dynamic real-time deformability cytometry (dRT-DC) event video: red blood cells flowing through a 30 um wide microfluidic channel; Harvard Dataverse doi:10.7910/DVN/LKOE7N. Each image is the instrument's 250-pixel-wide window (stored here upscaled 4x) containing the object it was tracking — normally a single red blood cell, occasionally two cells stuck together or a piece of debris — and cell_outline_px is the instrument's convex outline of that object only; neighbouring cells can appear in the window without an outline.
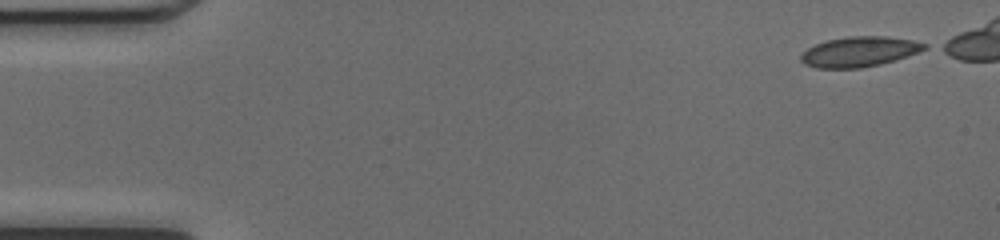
{"species": "common noctule bat (a hibernating species)", "species_latin": "Nyctalus noctula", "temperature_condition": "cold", "stored_images_in_passage": 41, "camera_frame_rate_fps": 3000, "um_per_image_px": 0.085, "animal": {"sex": "female", "body_mass_g": 17.0, "forearm_length_mm": 48.0}, "frame": {"image": 1, "passage_image": 1, "time_ms": 0.0, "image_size_px": [1000, 240], "cell_outline_px": [[928, 48], [896, 60], [880, 64], [860, 68], [816, 68], [804, 64], [800, 60], [800, 56], [808, 48], [816, 44], [828, 40], [848, 36], [888, 36], [912, 40], [928, 44]], "centroid_in_image_um": [73.05, 4.39], "position_along_channel_um": 11.9, "area_um2": 21.68}}
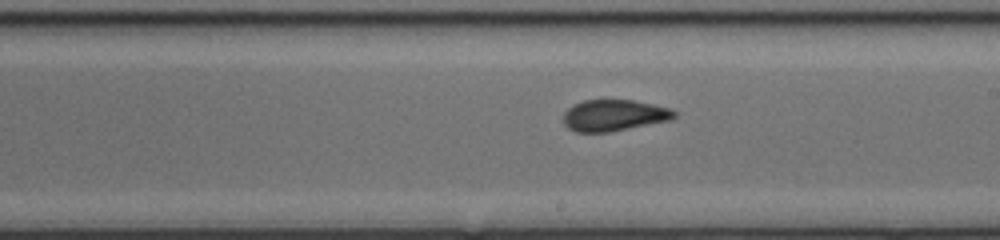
{"frame": {"image": 2, "passage_image": 26, "time_ms": 8.333, "image_size_px": [1000, 240], "cell_outline_px": [[676, 116], [672, 120], [608, 132], [576, 132], [568, 128], [564, 124], [564, 112], [572, 104], [584, 100], [632, 100], [652, 104], [668, 108], [676, 112]], "centroid_in_image_um": [52.17, 9.8], "position_along_channel_um": 236.8, "area_um2": 20.23}}
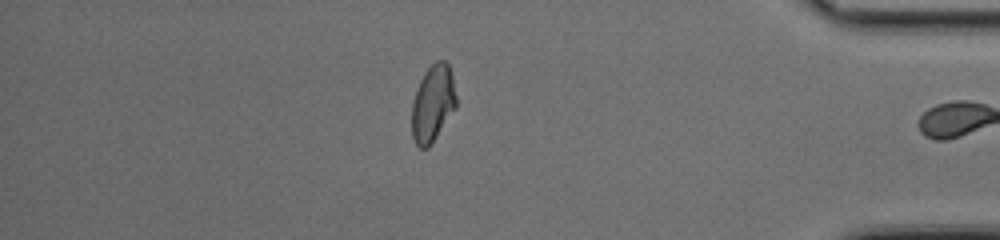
{"frame": {"image": 3, "passage_image": 40, "time_ms": 13.0, "image_size_px": [1000, 240], "cell_outline_px": [[456, 108], [428, 148], [420, 148], [416, 144], [412, 136], [412, 104], [420, 80], [424, 72], [436, 60], [444, 60], [448, 64], [452, 72], [456, 96]], "centroid_in_image_um": [36.8, 8.78], "position_along_channel_um": 398.4, "area_um2": 19.83}, "authors_computed_cell_mechanics": {"area_um2": 20.808, "velocity_mm_per_s": 4.2599, "shape_relaxation_time_tau1_ms": null, "shape_relaxation_time_tau2_ms": 1.1917, "deformation_change_tau1": null, "deformation_change_tau2": 0.0492}}